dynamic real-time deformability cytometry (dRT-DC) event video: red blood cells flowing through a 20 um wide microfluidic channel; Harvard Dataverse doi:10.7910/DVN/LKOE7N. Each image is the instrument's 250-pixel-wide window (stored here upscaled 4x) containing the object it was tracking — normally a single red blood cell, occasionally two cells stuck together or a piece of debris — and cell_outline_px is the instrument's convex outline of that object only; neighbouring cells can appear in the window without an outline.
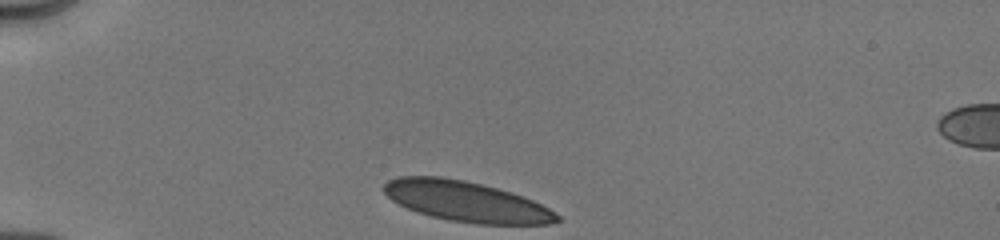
{"species": "human", "species_latin": "Homo sapiens", "temperature_condition": "cold", "stored_images_in_passage": 7, "camera_frame_rate_fps": 3000, "um_per_image_px": 0.085, "donor": {"sex": "male"}, "frame": {"image": 1, "passage_image": 1, "time_ms": 0.0, "image_size_px": [1000, 240], "cell_outline_px": [[560, 220], [548, 224], [476, 224], [448, 220], [432, 216], [408, 208], [392, 200], [384, 192], [384, 184], [388, 180], [400, 176], [440, 176], [464, 180], [496, 188], [532, 200], [548, 208], [560, 216]], "centroid_in_image_um": [39.61, 17.12], "position_along_channel_um": 45.4, "area_um2": 40.17}}
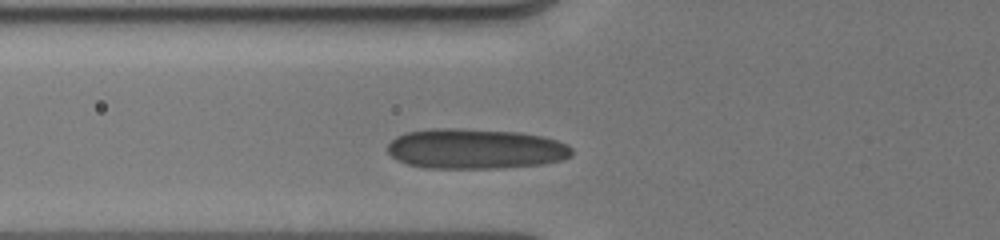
{"frame": {"image": 2, "passage_image": 7, "time_ms": 2.0, "image_size_px": [1000, 240], "cell_outline_px": [[572, 156], [560, 160], [540, 164], [500, 168], [424, 168], [408, 164], [396, 160], [388, 152], [388, 144], [396, 136], [404, 132], [432, 128], [464, 128], [516, 132], [544, 136], [556, 140], [572, 148]], "centroid_in_image_um": [40.36, 12.64], "position_along_channel_um": 85.4, "area_um2": 43.29}}